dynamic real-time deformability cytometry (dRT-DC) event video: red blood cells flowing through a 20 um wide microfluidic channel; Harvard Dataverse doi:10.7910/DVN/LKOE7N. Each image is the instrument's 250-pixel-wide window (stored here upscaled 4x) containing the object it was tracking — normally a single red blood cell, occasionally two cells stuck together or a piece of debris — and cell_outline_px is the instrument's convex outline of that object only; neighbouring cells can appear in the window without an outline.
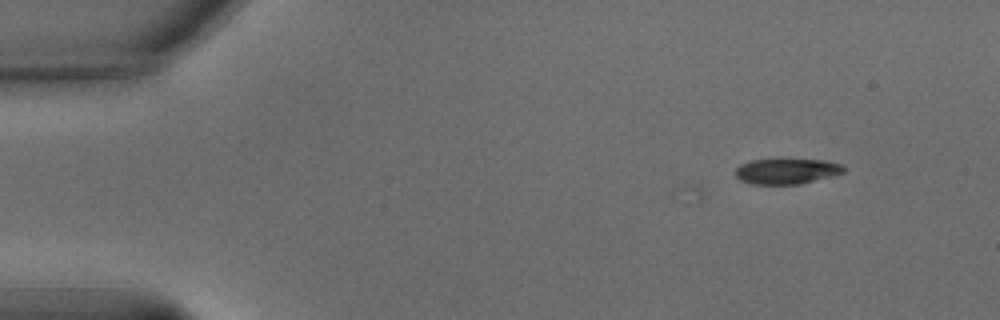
{"species": "common noctule bat (a hibernating species)", "species_latin": "Nyctalus noctula", "temperature_condition": "warm", "stored_images_in_passage": 3, "camera_frame_rate_fps": 3000, "um_per_image_px": 0.085, "animal": {"sex": "male", "body_mass_g": 15.6}, "frame": {"image": 1, "passage_image": 3, "time_ms": 0.667, "image_size_px": [1000, 320], "cell_outline_px": [[844, 172], [832, 176], [800, 184], [752, 184], [740, 180], [736, 176], [736, 168], [740, 164], [752, 160], [824, 160], [840, 164], [844, 168]], "centroid_in_image_um": [66.85, 14.56], "position_along_channel_um": 18.2, "area_um2": 15.84}}